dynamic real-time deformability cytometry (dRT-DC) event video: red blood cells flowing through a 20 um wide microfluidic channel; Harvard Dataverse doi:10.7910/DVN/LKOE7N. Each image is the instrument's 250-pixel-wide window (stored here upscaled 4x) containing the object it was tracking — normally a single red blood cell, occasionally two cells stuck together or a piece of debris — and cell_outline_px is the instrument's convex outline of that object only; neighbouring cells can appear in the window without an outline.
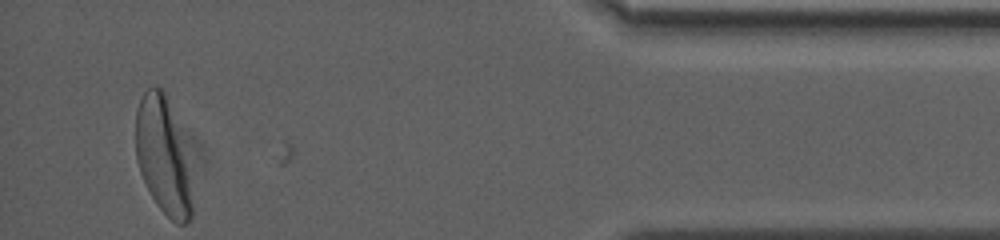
{"species": "human", "species_latin": "Homo sapiens", "temperature_condition": "warm", "stored_images_in_passage": 74, "camera_frame_rate_fps": 3000, "um_per_image_px": 0.085, "donor": {"sex": "female"}, "frame": {"image": 1, "passage_image": 69, "time_ms": 22.667, "image_size_px": [1000, 240], "cell_outline_px": [[192, 216], [184, 224], [176, 224], [156, 204], [140, 172], [136, 160], [136, 108], [144, 92], [148, 88], [156, 84], [164, 92], [184, 164], [188, 180], [192, 200]], "centroid_in_image_um": [13.76, 13.32], "position_along_channel_um": 421.4, "area_um2": 35.72}}